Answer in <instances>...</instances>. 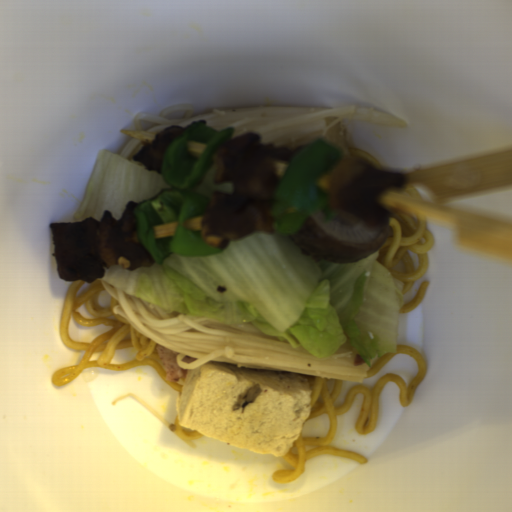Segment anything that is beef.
I'll return each mask as SVG.
<instances>
[{
  "mask_svg": "<svg viewBox=\"0 0 512 512\" xmlns=\"http://www.w3.org/2000/svg\"><path fill=\"white\" fill-rule=\"evenodd\" d=\"M166 371V377L168 381L179 382L181 379L187 377V369H183L178 364L177 355L179 353L163 347L161 345H157L155 347Z\"/></svg>",
  "mask_w": 512,
  "mask_h": 512,
  "instance_id": "33117281",
  "label": "beef"
},
{
  "mask_svg": "<svg viewBox=\"0 0 512 512\" xmlns=\"http://www.w3.org/2000/svg\"><path fill=\"white\" fill-rule=\"evenodd\" d=\"M292 375H295V374H292ZM295 376L305 379L310 388L312 386H314L316 383V376H304V375H295Z\"/></svg>",
  "mask_w": 512,
  "mask_h": 512,
  "instance_id": "835553da",
  "label": "beef"
},
{
  "mask_svg": "<svg viewBox=\"0 0 512 512\" xmlns=\"http://www.w3.org/2000/svg\"><path fill=\"white\" fill-rule=\"evenodd\" d=\"M364 363H366V361L362 358V356L359 353L356 354L353 362L354 366H361Z\"/></svg>",
  "mask_w": 512,
  "mask_h": 512,
  "instance_id": "3709a7b0",
  "label": "beef"
},
{
  "mask_svg": "<svg viewBox=\"0 0 512 512\" xmlns=\"http://www.w3.org/2000/svg\"><path fill=\"white\" fill-rule=\"evenodd\" d=\"M196 360H197V357H192V356H186L185 355L184 357H182L181 362H184V363L190 365V364L194 363Z\"/></svg>",
  "mask_w": 512,
  "mask_h": 512,
  "instance_id": "2567d371",
  "label": "beef"
}]
</instances>
